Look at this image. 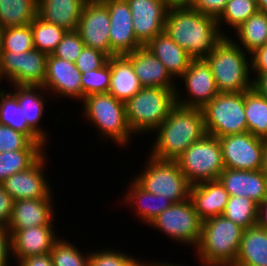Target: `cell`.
Masks as SVG:
<instances>
[{
    "label": "cell",
    "mask_w": 267,
    "mask_h": 266,
    "mask_svg": "<svg viewBox=\"0 0 267 266\" xmlns=\"http://www.w3.org/2000/svg\"><path fill=\"white\" fill-rule=\"evenodd\" d=\"M243 231L223 215L202 221L200 242L194 249L200 266H233Z\"/></svg>",
    "instance_id": "obj_4"
},
{
    "label": "cell",
    "mask_w": 267,
    "mask_h": 266,
    "mask_svg": "<svg viewBox=\"0 0 267 266\" xmlns=\"http://www.w3.org/2000/svg\"><path fill=\"white\" fill-rule=\"evenodd\" d=\"M202 112L208 135L219 138L248 132L244 93H218Z\"/></svg>",
    "instance_id": "obj_9"
},
{
    "label": "cell",
    "mask_w": 267,
    "mask_h": 266,
    "mask_svg": "<svg viewBox=\"0 0 267 266\" xmlns=\"http://www.w3.org/2000/svg\"><path fill=\"white\" fill-rule=\"evenodd\" d=\"M80 80L82 101L92 94L108 93L111 80V57L101 68L82 73Z\"/></svg>",
    "instance_id": "obj_40"
},
{
    "label": "cell",
    "mask_w": 267,
    "mask_h": 266,
    "mask_svg": "<svg viewBox=\"0 0 267 266\" xmlns=\"http://www.w3.org/2000/svg\"><path fill=\"white\" fill-rule=\"evenodd\" d=\"M30 26L33 33L34 49L47 55L55 51L67 32L63 27L44 21L38 16L30 23Z\"/></svg>",
    "instance_id": "obj_36"
},
{
    "label": "cell",
    "mask_w": 267,
    "mask_h": 266,
    "mask_svg": "<svg viewBox=\"0 0 267 266\" xmlns=\"http://www.w3.org/2000/svg\"><path fill=\"white\" fill-rule=\"evenodd\" d=\"M176 90L143 87L126 103V118L132 133L152 135L176 105Z\"/></svg>",
    "instance_id": "obj_6"
},
{
    "label": "cell",
    "mask_w": 267,
    "mask_h": 266,
    "mask_svg": "<svg viewBox=\"0 0 267 266\" xmlns=\"http://www.w3.org/2000/svg\"><path fill=\"white\" fill-rule=\"evenodd\" d=\"M11 88L10 91L16 96L18 104L25 114L28 126L49 145V132L44 130L45 128L41 125V122L46 114L44 112L46 111L47 101L51 99V96L41 86L12 85Z\"/></svg>",
    "instance_id": "obj_23"
},
{
    "label": "cell",
    "mask_w": 267,
    "mask_h": 266,
    "mask_svg": "<svg viewBox=\"0 0 267 266\" xmlns=\"http://www.w3.org/2000/svg\"><path fill=\"white\" fill-rule=\"evenodd\" d=\"M52 192L44 199H22L14 201L8 230H21L30 227L56 224L54 204L55 197ZM54 198V199H53ZM55 208V209H54Z\"/></svg>",
    "instance_id": "obj_20"
},
{
    "label": "cell",
    "mask_w": 267,
    "mask_h": 266,
    "mask_svg": "<svg viewBox=\"0 0 267 266\" xmlns=\"http://www.w3.org/2000/svg\"><path fill=\"white\" fill-rule=\"evenodd\" d=\"M166 6L171 8L190 7L193 0H163Z\"/></svg>",
    "instance_id": "obj_52"
},
{
    "label": "cell",
    "mask_w": 267,
    "mask_h": 266,
    "mask_svg": "<svg viewBox=\"0 0 267 266\" xmlns=\"http://www.w3.org/2000/svg\"><path fill=\"white\" fill-rule=\"evenodd\" d=\"M14 199L4 190L0 184V225L7 226L12 210Z\"/></svg>",
    "instance_id": "obj_48"
},
{
    "label": "cell",
    "mask_w": 267,
    "mask_h": 266,
    "mask_svg": "<svg viewBox=\"0 0 267 266\" xmlns=\"http://www.w3.org/2000/svg\"><path fill=\"white\" fill-rule=\"evenodd\" d=\"M137 40L147 45L157 35L164 32L169 8L163 0H127Z\"/></svg>",
    "instance_id": "obj_18"
},
{
    "label": "cell",
    "mask_w": 267,
    "mask_h": 266,
    "mask_svg": "<svg viewBox=\"0 0 267 266\" xmlns=\"http://www.w3.org/2000/svg\"><path fill=\"white\" fill-rule=\"evenodd\" d=\"M225 168L235 170H261L265 140L250 132L218 138Z\"/></svg>",
    "instance_id": "obj_13"
},
{
    "label": "cell",
    "mask_w": 267,
    "mask_h": 266,
    "mask_svg": "<svg viewBox=\"0 0 267 266\" xmlns=\"http://www.w3.org/2000/svg\"><path fill=\"white\" fill-rule=\"evenodd\" d=\"M45 142H33L27 135L0 124V153L20 149H48Z\"/></svg>",
    "instance_id": "obj_41"
},
{
    "label": "cell",
    "mask_w": 267,
    "mask_h": 266,
    "mask_svg": "<svg viewBox=\"0 0 267 266\" xmlns=\"http://www.w3.org/2000/svg\"><path fill=\"white\" fill-rule=\"evenodd\" d=\"M110 16L111 57L127 55L143 45L137 40L127 0H102Z\"/></svg>",
    "instance_id": "obj_17"
},
{
    "label": "cell",
    "mask_w": 267,
    "mask_h": 266,
    "mask_svg": "<svg viewBox=\"0 0 267 266\" xmlns=\"http://www.w3.org/2000/svg\"><path fill=\"white\" fill-rule=\"evenodd\" d=\"M47 149H20L0 153V183L31 167Z\"/></svg>",
    "instance_id": "obj_34"
},
{
    "label": "cell",
    "mask_w": 267,
    "mask_h": 266,
    "mask_svg": "<svg viewBox=\"0 0 267 266\" xmlns=\"http://www.w3.org/2000/svg\"><path fill=\"white\" fill-rule=\"evenodd\" d=\"M38 0H0V30L29 25L37 17Z\"/></svg>",
    "instance_id": "obj_32"
},
{
    "label": "cell",
    "mask_w": 267,
    "mask_h": 266,
    "mask_svg": "<svg viewBox=\"0 0 267 266\" xmlns=\"http://www.w3.org/2000/svg\"><path fill=\"white\" fill-rule=\"evenodd\" d=\"M175 161L191 185L218 180L225 169L220 141L208 134L191 144Z\"/></svg>",
    "instance_id": "obj_8"
},
{
    "label": "cell",
    "mask_w": 267,
    "mask_h": 266,
    "mask_svg": "<svg viewBox=\"0 0 267 266\" xmlns=\"http://www.w3.org/2000/svg\"><path fill=\"white\" fill-rule=\"evenodd\" d=\"M258 11L267 14V0H257Z\"/></svg>",
    "instance_id": "obj_54"
},
{
    "label": "cell",
    "mask_w": 267,
    "mask_h": 266,
    "mask_svg": "<svg viewBox=\"0 0 267 266\" xmlns=\"http://www.w3.org/2000/svg\"><path fill=\"white\" fill-rule=\"evenodd\" d=\"M162 262L160 263V260H159V262L156 260H152V266H182V265H180V264H176V263H174V262H165V261H163V260H161ZM184 266V265H183Z\"/></svg>",
    "instance_id": "obj_55"
},
{
    "label": "cell",
    "mask_w": 267,
    "mask_h": 266,
    "mask_svg": "<svg viewBox=\"0 0 267 266\" xmlns=\"http://www.w3.org/2000/svg\"><path fill=\"white\" fill-rule=\"evenodd\" d=\"M139 78L134 73L131 61L125 56L111 57V80L108 93L126 103L142 89Z\"/></svg>",
    "instance_id": "obj_28"
},
{
    "label": "cell",
    "mask_w": 267,
    "mask_h": 266,
    "mask_svg": "<svg viewBox=\"0 0 267 266\" xmlns=\"http://www.w3.org/2000/svg\"><path fill=\"white\" fill-rule=\"evenodd\" d=\"M155 134L147 155L175 161L207 133L202 109L175 105L168 117L152 132Z\"/></svg>",
    "instance_id": "obj_2"
},
{
    "label": "cell",
    "mask_w": 267,
    "mask_h": 266,
    "mask_svg": "<svg viewBox=\"0 0 267 266\" xmlns=\"http://www.w3.org/2000/svg\"><path fill=\"white\" fill-rule=\"evenodd\" d=\"M257 209L258 204L252 199L241 196H229L222 215L246 230L256 225Z\"/></svg>",
    "instance_id": "obj_37"
},
{
    "label": "cell",
    "mask_w": 267,
    "mask_h": 266,
    "mask_svg": "<svg viewBox=\"0 0 267 266\" xmlns=\"http://www.w3.org/2000/svg\"><path fill=\"white\" fill-rule=\"evenodd\" d=\"M179 79L185 88L180 89L181 82L177 81V105L203 109L219 93L211 67L205 59H192ZM182 91H185L184 95Z\"/></svg>",
    "instance_id": "obj_12"
},
{
    "label": "cell",
    "mask_w": 267,
    "mask_h": 266,
    "mask_svg": "<svg viewBox=\"0 0 267 266\" xmlns=\"http://www.w3.org/2000/svg\"><path fill=\"white\" fill-rule=\"evenodd\" d=\"M189 199L204 221L224 213L229 194L219 180H211L192 185Z\"/></svg>",
    "instance_id": "obj_25"
},
{
    "label": "cell",
    "mask_w": 267,
    "mask_h": 266,
    "mask_svg": "<svg viewBox=\"0 0 267 266\" xmlns=\"http://www.w3.org/2000/svg\"><path fill=\"white\" fill-rule=\"evenodd\" d=\"M84 46V42L76 30L67 31L52 55L75 63Z\"/></svg>",
    "instance_id": "obj_43"
},
{
    "label": "cell",
    "mask_w": 267,
    "mask_h": 266,
    "mask_svg": "<svg viewBox=\"0 0 267 266\" xmlns=\"http://www.w3.org/2000/svg\"><path fill=\"white\" fill-rule=\"evenodd\" d=\"M34 49L30 24L0 30V51L24 52Z\"/></svg>",
    "instance_id": "obj_39"
},
{
    "label": "cell",
    "mask_w": 267,
    "mask_h": 266,
    "mask_svg": "<svg viewBox=\"0 0 267 266\" xmlns=\"http://www.w3.org/2000/svg\"><path fill=\"white\" fill-rule=\"evenodd\" d=\"M250 62L253 80L260 73H267V43L250 53Z\"/></svg>",
    "instance_id": "obj_46"
},
{
    "label": "cell",
    "mask_w": 267,
    "mask_h": 266,
    "mask_svg": "<svg viewBox=\"0 0 267 266\" xmlns=\"http://www.w3.org/2000/svg\"><path fill=\"white\" fill-rule=\"evenodd\" d=\"M256 225L267 230V198L258 204Z\"/></svg>",
    "instance_id": "obj_50"
},
{
    "label": "cell",
    "mask_w": 267,
    "mask_h": 266,
    "mask_svg": "<svg viewBox=\"0 0 267 266\" xmlns=\"http://www.w3.org/2000/svg\"><path fill=\"white\" fill-rule=\"evenodd\" d=\"M228 0H193L191 8L218 19L226 7Z\"/></svg>",
    "instance_id": "obj_45"
},
{
    "label": "cell",
    "mask_w": 267,
    "mask_h": 266,
    "mask_svg": "<svg viewBox=\"0 0 267 266\" xmlns=\"http://www.w3.org/2000/svg\"><path fill=\"white\" fill-rule=\"evenodd\" d=\"M82 115L96 133L99 139L111 141L121 149L131 146L134 138L126 118L125 103L117 100L110 93L92 94L81 102ZM104 138V139H103ZM121 146V147H120ZM128 146V147H127Z\"/></svg>",
    "instance_id": "obj_5"
},
{
    "label": "cell",
    "mask_w": 267,
    "mask_h": 266,
    "mask_svg": "<svg viewBox=\"0 0 267 266\" xmlns=\"http://www.w3.org/2000/svg\"><path fill=\"white\" fill-rule=\"evenodd\" d=\"M234 31L230 38L250 54L267 43V14L257 11Z\"/></svg>",
    "instance_id": "obj_30"
},
{
    "label": "cell",
    "mask_w": 267,
    "mask_h": 266,
    "mask_svg": "<svg viewBox=\"0 0 267 266\" xmlns=\"http://www.w3.org/2000/svg\"><path fill=\"white\" fill-rule=\"evenodd\" d=\"M55 225H42L21 230H8L11 234V254L14 263L21 259L48 254L59 238Z\"/></svg>",
    "instance_id": "obj_19"
},
{
    "label": "cell",
    "mask_w": 267,
    "mask_h": 266,
    "mask_svg": "<svg viewBox=\"0 0 267 266\" xmlns=\"http://www.w3.org/2000/svg\"><path fill=\"white\" fill-rule=\"evenodd\" d=\"M164 31L192 59H205L225 37L217 19L191 7L169 9Z\"/></svg>",
    "instance_id": "obj_1"
},
{
    "label": "cell",
    "mask_w": 267,
    "mask_h": 266,
    "mask_svg": "<svg viewBox=\"0 0 267 266\" xmlns=\"http://www.w3.org/2000/svg\"><path fill=\"white\" fill-rule=\"evenodd\" d=\"M233 266H267V230L255 225L243 231Z\"/></svg>",
    "instance_id": "obj_29"
},
{
    "label": "cell",
    "mask_w": 267,
    "mask_h": 266,
    "mask_svg": "<svg viewBox=\"0 0 267 266\" xmlns=\"http://www.w3.org/2000/svg\"><path fill=\"white\" fill-rule=\"evenodd\" d=\"M219 93H244L253 89L250 54L225 36L205 58Z\"/></svg>",
    "instance_id": "obj_3"
},
{
    "label": "cell",
    "mask_w": 267,
    "mask_h": 266,
    "mask_svg": "<svg viewBox=\"0 0 267 266\" xmlns=\"http://www.w3.org/2000/svg\"><path fill=\"white\" fill-rule=\"evenodd\" d=\"M218 180L229 196L247 197L257 204L267 198V176L262 170L248 171L225 168Z\"/></svg>",
    "instance_id": "obj_21"
},
{
    "label": "cell",
    "mask_w": 267,
    "mask_h": 266,
    "mask_svg": "<svg viewBox=\"0 0 267 266\" xmlns=\"http://www.w3.org/2000/svg\"><path fill=\"white\" fill-rule=\"evenodd\" d=\"M165 66L167 72L177 82L187 70L192 58L164 31L145 45Z\"/></svg>",
    "instance_id": "obj_27"
},
{
    "label": "cell",
    "mask_w": 267,
    "mask_h": 266,
    "mask_svg": "<svg viewBox=\"0 0 267 266\" xmlns=\"http://www.w3.org/2000/svg\"><path fill=\"white\" fill-rule=\"evenodd\" d=\"M253 88L267 99V73H260L253 80Z\"/></svg>",
    "instance_id": "obj_51"
},
{
    "label": "cell",
    "mask_w": 267,
    "mask_h": 266,
    "mask_svg": "<svg viewBox=\"0 0 267 266\" xmlns=\"http://www.w3.org/2000/svg\"><path fill=\"white\" fill-rule=\"evenodd\" d=\"M15 266H54L50 253L21 259Z\"/></svg>",
    "instance_id": "obj_49"
},
{
    "label": "cell",
    "mask_w": 267,
    "mask_h": 266,
    "mask_svg": "<svg viewBox=\"0 0 267 266\" xmlns=\"http://www.w3.org/2000/svg\"><path fill=\"white\" fill-rule=\"evenodd\" d=\"M257 11V0H228L224 11L217 19L220 32L224 36L230 35L224 29L229 27L234 32L238 26Z\"/></svg>",
    "instance_id": "obj_35"
},
{
    "label": "cell",
    "mask_w": 267,
    "mask_h": 266,
    "mask_svg": "<svg viewBox=\"0 0 267 266\" xmlns=\"http://www.w3.org/2000/svg\"><path fill=\"white\" fill-rule=\"evenodd\" d=\"M9 260L12 261L11 234L7 227L0 225V266H11Z\"/></svg>",
    "instance_id": "obj_47"
},
{
    "label": "cell",
    "mask_w": 267,
    "mask_h": 266,
    "mask_svg": "<svg viewBox=\"0 0 267 266\" xmlns=\"http://www.w3.org/2000/svg\"><path fill=\"white\" fill-rule=\"evenodd\" d=\"M133 179L146 191L161 197H167L173 203L189 199L191 184L179 169L178 163L171 160H159L151 155Z\"/></svg>",
    "instance_id": "obj_7"
},
{
    "label": "cell",
    "mask_w": 267,
    "mask_h": 266,
    "mask_svg": "<svg viewBox=\"0 0 267 266\" xmlns=\"http://www.w3.org/2000/svg\"><path fill=\"white\" fill-rule=\"evenodd\" d=\"M151 259L148 260H140V258H138L131 266H152V260Z\"/></svg>",
    "instance_id": "obj_56"
},
{
    "label": "cell",
    "mask_w": 267,
    "mask_h": 266,
    "mask_svg": "<svg viewBox=\"0 0 267 266\" xmlns=\"http://www.w3.org/2000/svg\"><path fill=\"white\" fill-rule=\"evenodd\" d=\"M47 54L38 49L24 52L0 51V84L43 86Z\"/></svg>",
    "instance_id": "obj_11"
},
{
    "label": "cell",
    "mask_w": 267,
    "mask_h": 266,
    "mask_svg": "<svg viewBox=\"0 0 267 266\" xmlns=\"http://www.w3.org/2000/svg\"><path fill=\"white\" fill-rule=\"evenodd\" d=\"M109 29L110 16L107 5L102 0H88L76 29L84 45L99 50L110 58Z\"/></svg>",
    "instance_id": "obj_15"
},
{
    "label": "cell",
    "mask_w": 267,
    "mask_h": 266,
    "mask_svg": "<svg viewBox=\"0 0 267 266\" xmlns=\"http://www.w3.org/2000/svg\"><path fill=\"white\" fill-rule=\"evenodd\" d=\"M50 255L54 266H89V252L83 253L63 236L54 242Z\"/></svg>",
    "instance_id": "obj_38"
},
{
    "label": "cell",
    "mask_w": 267,
    "mask_h": 266,
    "mask_svg": "<svg viewBox=\"0 0 267 266\" xmlns=\"http://www.w3.org/2000/svg\"><path fill=\"white\" fill-rule=\"evenodd\" d=\"M82 73L75 63L57 58L52 54L47 56L46 75L43 88L51 94V101L58 98L79 100L82 102Z\"/></svg>",
    "instance_id": "obj_16"
},
{
    "label": "cell",
    "mask_w": 267,
    "mask_h": 266,
    "mask_svg": "<svg viewBox=\"0 0 267 266\" xmlns=\"http://www.w3.org/2000/svg\"><path fill=\"white\" fill-rule=\"evenodd\" d=\"M119 249L104 247L89 252V266H131L138 258Z\"/></svg>",
    "instance_id": "obj_42"
},
{
    "label": "cell",
    "mask_w": 267,
    "mask_h": 266,
    "mask_svg": "<svg viewBox=\"0 0 267 266\" xmlns=\"http://www.w3.org/2000/svg\"><path fill=\"white\" fill-rule=\"evenodd\" d=\"M128 183V189L123 192L120 203L129 206L130 211L135 213V216L141 223L149 226V223L154 220L159 214L169 208L173 202L167 197L149 193L142 188L132 177ZM128 190V191H127ZM123 199V200H122ZM133 209V210H132Z\"/></svg>",
    "instance_id": "obj_24"
},
{
    "label": "cell",
    "mask_w": 267,
    "mask_h": 266,
    "mask_svg": "<svg viewBox=\"0 0 267 266\" xmlns=\"http://www.w3.org/2000/svg\"><path fill=\"white\" fill-rule=\"evenodd\" d=\"M247 130L255 137L267 140V99L254 88L244 92Z\"/></svg>",
    "instance_id": "obj_33"
},
{
    "label": "cell",
    "mask_w": 267,
    "mask_h": 266,
    "mask_svg": "<svg viewBox=\"0 0 267 266\" xmlns=\"http://www.w3.org/2000/svg\"><path fill=\"white\" fill-rule=\"evenodd\" d=\"M132 64L142 87H160L176 90L177 82L163 63L145 46L125 55Z\"/></svg>",
    "instance_id": "obj_22"
},
{
    "label": "cell",
    "mask_w": 267,
    "mask_h": 266,
    "mask_svg": "<svg viewBox=\"0 0 267 266\" xmlns=\"http://www.w3.org/2000/svg\"><path fill=\"white\" fill-rule=\"evenodd\" d=\"M49 155L45 152L31 167L27 170L14 173L7 177L0 184L4 190L14 199H44L53 192L51 181L49 182L46 174V165L49 163ZM48 157V158H47ZM46 169V170H45ZM46 175V176H45Z\"/></svg>",
    "instance_id": "obj_14"
},
{
    "label": "cell",
    "mask_w": 267,
    "mask_h": 266,
    "mask_svg": "<svg viewBox=\"0 0 267 266\" xmlns=\"http://www.w3.org/2000/svg\"><path fill=\"white\" fill-rule=\"evenodd\" d=\"M0 124L27 135L33 142H44L27 124L16 96L6 88L0 89Z\"/></svg>",
    "instance_id": "obj_31"
},
{
    "label": "cell",
    "mask_w": 267,
    "mask_h": 266,
    "mask_svg": "<svg viewBox=\"0 0 267 266\" xmlns=\"http://www.w3.org/2000/svg\"><path fill=\"white\" fill-rule=\"evenodd\" d=\"M261 170L267 176V140H265V146L263 149V159H262V168Z\"/></svg>",
    "instance_id": "obj_53"
},
{
    "label": "cell",
    "mask_w": 267,
    "mask_h": 266,
    "mask_svg": "<svg viewBox=\"0 0 267 266\" xmlns=\"http://www.w3.org/2000/svg\"><path fill=\"white\" fill-rule=\"evenodd\" d=\"M109 57L94 48L86 47L81 51V54L75 62L76 68L81 72H88L90 70L101 68L107 61Z\"/></svg>",
    "instance_id": "obj_44"
},
{
    "label": "cell",
    "mask_w": 267,
    "mask_h": 266,
    "mask_svg": "<svg viewBox=\"0 0 267 266\" xmlns=\"http://www.w3.org/2000/svg\"><path fill=\"white\" fill-rule=\"evenodd\" d=\"M87 1L38 0L37 16L44 21L63 27L67 31H75Z\"/></svg>",
    "instance_id": "obj_26"
},
{
    "label": "cell",
    "mask_w": 267,
    "mask_h": 266,
    "mask_svg": "<svg viewBox=\"0 0 267 266\" xmlns=\"http://www.w3.org/2000/svg\"><path fill=\"white\" fill-rule=\"evenodd\" d=\"M153 229L159 230L181 246L193 247L194 250L201 238L202 220L196 213L190 199L173 203L149 223Z\"/></svg>",
    "instance_id": "obj_10"
}]
</instances>
